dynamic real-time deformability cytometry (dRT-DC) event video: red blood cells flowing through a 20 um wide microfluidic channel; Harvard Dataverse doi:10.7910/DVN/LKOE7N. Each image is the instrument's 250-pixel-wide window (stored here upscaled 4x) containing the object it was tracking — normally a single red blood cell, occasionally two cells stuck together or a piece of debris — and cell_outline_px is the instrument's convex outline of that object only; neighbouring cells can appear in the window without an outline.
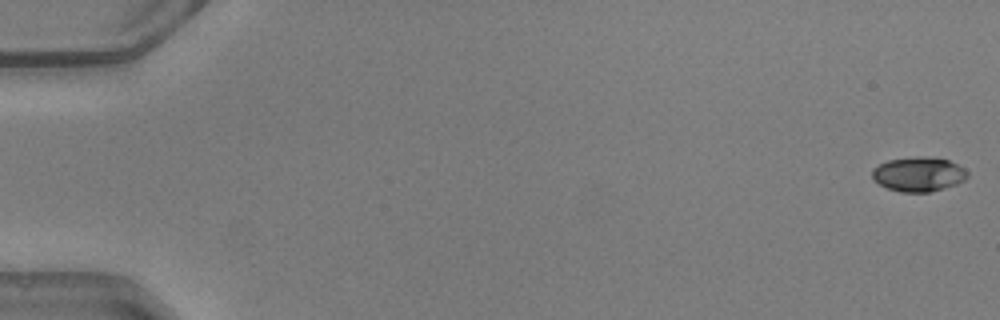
{"species": "common noctule bat (a hibernating species)", "species_latin": "Nyctalus noctula", "temperature_condition": "warm", "stored_images_in_passage": 51, "camera_frame_rate_fps": 3000, "um_per_image_px": 0.085, "animal": {"sex": "male", "body_mass_g": 20.5, "forearm_length_mm": 52.5}, "frame": {"image": 1, "passage_image": 1, "time_ms": 0.0, "image_size_px": [1000, 320], "cell_outline_px": [[968, 176], [964, 180], [956, 184], [944, 188], [928, 192], [900, 192], [888, 188], [872, 180], [872, 168], [888, 160], [916, 156], [924, 156], [948, 160], [964, 168], [968, 172]], "centroid_in_image_um": [78.06, 14.8], "position_along_channel_um": 6.9, "area_um2": 19.13}}
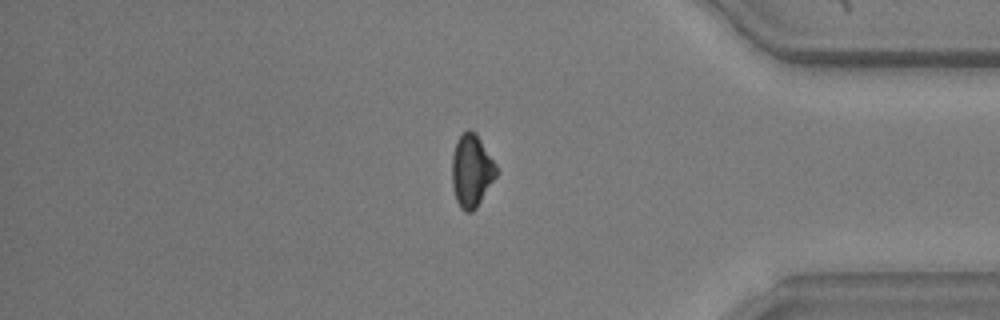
{"frame": {"image": 2, "passage_image": 43, "time_ms": 14.0, "image_size_px": [1000, 320], "cell_outline_px": [[500, 172], [476, 208], [472, 212], [464, 212], [460, 208], [456, 200], [452, 184], [452, 156], [456, 140], [468, 128], [476, 132], [496, 164]], "centroid_in_image_um": [40.1, 14.51], "position_along_channel_um": 395.1, "area_um2": 19.13}}
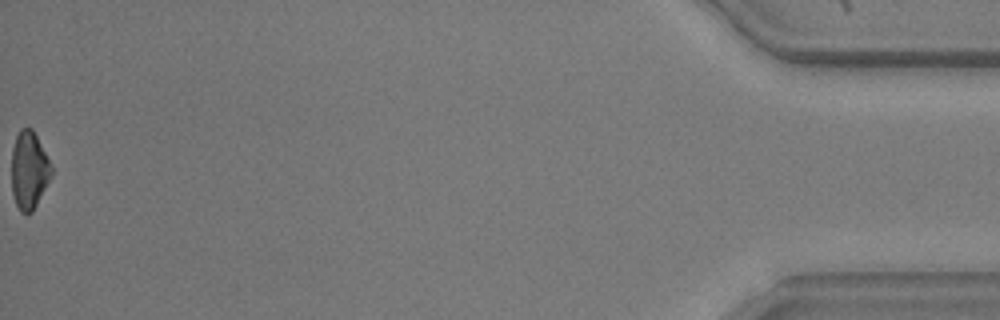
{"frame": {"image": 3, "passage_image": 51, "time_ms": 16.667, "image_size_px": [1000, 320], "cell_outline_px": [[52, 176], [32, 212], [20, 212], [16, 204], [12, 192], [12, 148], [16, 136], [20, 128], [32, 128], [52, 164]], "centroid_in_image_um": [2.48, 14.45], "position_along_channel_um": 432.7, "area_um2": 18.03}, "authors_computed_cell_mechanics": {"area_um2": 19.3052, "velocity_mm_per_s": 4.1368, "shape_relaxation_time_tau1_ms": 3.3492, "shape_relaxation_time_tau2_ms": 5.7766, "deformation_change_tau1": 0.1341, "deformation_change_tau2": 0.0889}}